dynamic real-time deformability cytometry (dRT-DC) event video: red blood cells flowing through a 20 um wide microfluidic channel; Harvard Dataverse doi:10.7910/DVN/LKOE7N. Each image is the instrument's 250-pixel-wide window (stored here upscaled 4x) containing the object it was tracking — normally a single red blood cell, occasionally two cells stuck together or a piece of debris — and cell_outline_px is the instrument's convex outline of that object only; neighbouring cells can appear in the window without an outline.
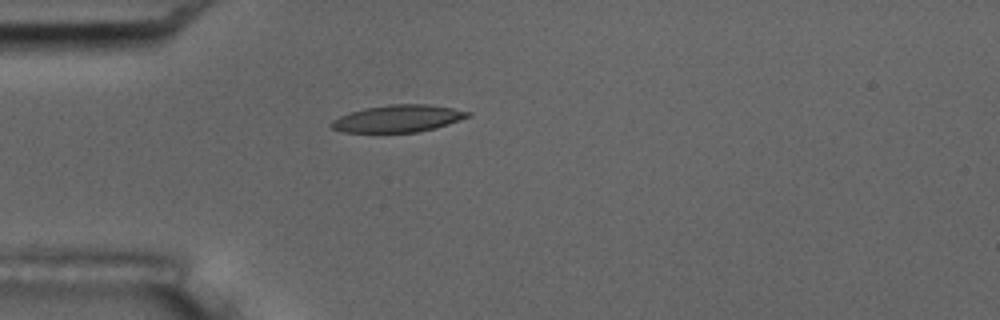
{"species": "common noctule bat (a hibernating species)", "species_latin": "Nyctalus noctula", "temperature_condition": "room temperature", "stored_images_in_passage": 4, "camera_frame_rate_fps": 3000, "um_per_image_px": 0.085, "animal": {"sex": "male", "body_mass_g": 17.5, "forearm_length_mm": 52.3}, "frame": {"image": 1, "passage_image": 4, "time_ms": 4.333, "image_size_px": [1000, 320], "cell_outline_px": [[472, 112], [468, 116], [448, 124], [436, 128], [416, 132], [340, 132], [332, 128], [328, 124], [332, 120], [340, 116], [364, 108], [388, 104], [428, 104], [452, 108]], "centroid_in_image_um": [33.79, 10.07], "position_along_channel_um": 51.2, "area_um2": 21.5}}